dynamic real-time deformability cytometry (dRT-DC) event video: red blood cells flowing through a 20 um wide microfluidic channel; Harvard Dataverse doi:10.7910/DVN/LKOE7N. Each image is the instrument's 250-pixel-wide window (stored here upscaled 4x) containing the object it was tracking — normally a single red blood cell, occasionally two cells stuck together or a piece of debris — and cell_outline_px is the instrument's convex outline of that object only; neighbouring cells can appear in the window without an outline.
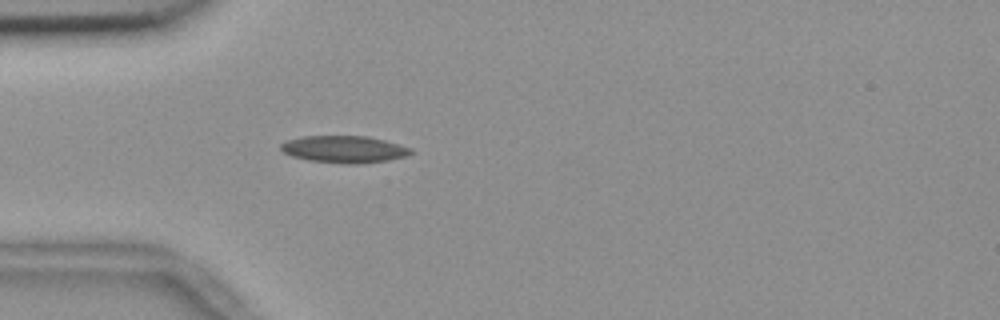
{"species": "common noctule bat (a hibernating species)", "species_latin": "Nyctalus noctula", "temperature_condition": "room temperature", "stored_images_in_passage": 54, "camera_frame_rate_fps": 3000, "um_per_image_px": 0.085, "animal": {"sex": "female", "body_mass_g": 18.4}, "frame": {"image": 1, "passage_image": 15, "time_ms": 4.667, "image_size_px": [1000, 320], "cell_outline_px": [[416, 152], [408, 156], [388, 160], [360, 164], [344, 164], [308, 160], [292, 156], [284, 152], [280, 148], [280, 144], [288, 140], [304, 136], [368, 136], [384, 140], [412, 148]], "centroid_in_image_um": [29.3, 12.69], "position_along_channel_um": 55.7, "area_um2": 20.63}}
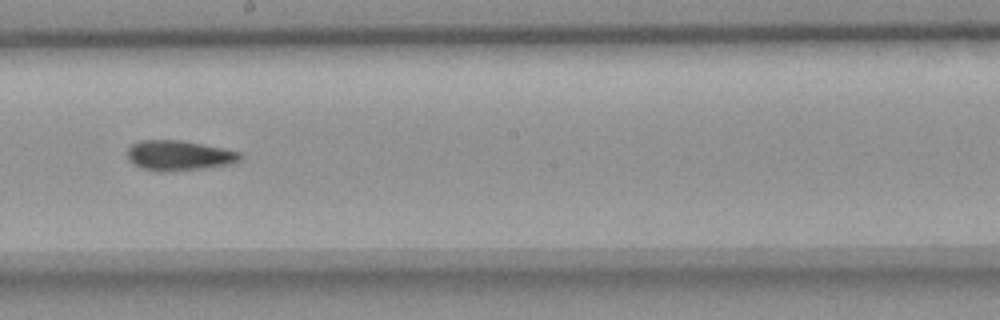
{"frame": {"image": 2, "passage_image": 30, "time_ms": 9.667, "image_size_px": [1000, 320], "cell_outline_px": [[240, 160], [232, 164], [168, 172], [156, 172], [144, 168], [128, 160], [128, 148], [132, 144], [140, 140], [180, 140], [240, 152]], "centroid_in_image_um": [15.18, 13.22], "position_along_channel_um": 233.0, "area_um2": 19.48}}
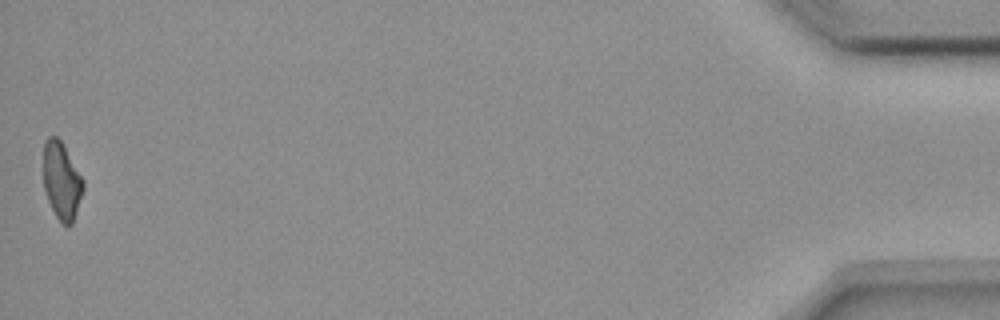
{"frame": {"image": 3, "passage_image": 54, "time_ms": 17.667, "image_size_px": [1000, 320], "cell_outline_px": [[84, 188], [72, 224], [60, 224], [48, 200], [44, 188], [44, 140], [48, 136], [56, 136], [64, 144], [84, 180]], "centroid_in_image_um": [5.24, 15.34], "position_along_channel_um": 430.0, "area_um2": 17.92}, "authors_computed_cell_mechanics": {"area_um2": 19.2185, "velocity_mm_per_s": 3.6562, "shape_relaxation_time_tau1_ms": 9.623, "shape_relaxation_time_tau2_ms": 5.7149, "deformation_change_tau1": 0.1922, "deformation_change_tau2": 0.1187}}